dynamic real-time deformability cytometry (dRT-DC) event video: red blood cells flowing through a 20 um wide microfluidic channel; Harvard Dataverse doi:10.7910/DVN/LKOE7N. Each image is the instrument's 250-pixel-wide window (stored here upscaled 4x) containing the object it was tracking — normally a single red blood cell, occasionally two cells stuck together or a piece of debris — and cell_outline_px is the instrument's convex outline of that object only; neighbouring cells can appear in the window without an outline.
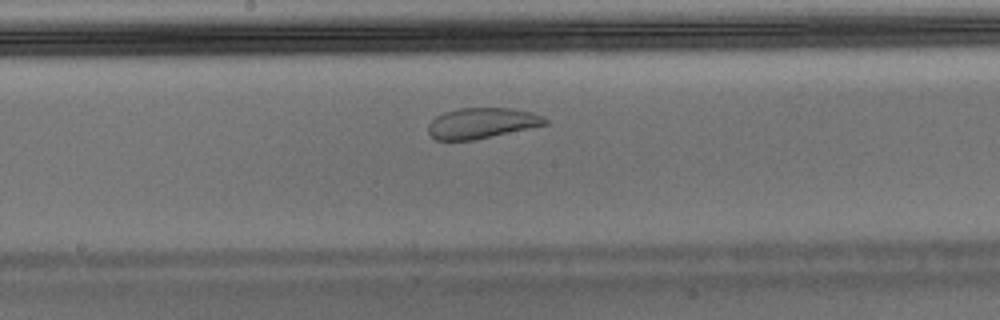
{"species": "Egyptian fruit bat (a non-hibernating species)", "species_latin": "Rousettus aegyptiacus", "temperature_condition": "warm", "stored_images_in_passage": 40, "camera_frame_rate_fps": 3000, "um_per_image_px": 0.085, "animal": {"sex": "male"}, "frame": {"image": 1, "passage_image": 18, "time_ms": 5.667, "image_size_px": [1000, 320], "cell_outline_px": [[548, 124], [476, 140], [436, 140], [428, 132], [428, 124], [436, 116], [444, 112], [456, 108], [512, 108], [532, 112], [544, 116], [548, 120]], "centroid_in_image_um": [40.96, 10.46], "position_along_channel_um": 207.2, "area_um2": 21.04}}